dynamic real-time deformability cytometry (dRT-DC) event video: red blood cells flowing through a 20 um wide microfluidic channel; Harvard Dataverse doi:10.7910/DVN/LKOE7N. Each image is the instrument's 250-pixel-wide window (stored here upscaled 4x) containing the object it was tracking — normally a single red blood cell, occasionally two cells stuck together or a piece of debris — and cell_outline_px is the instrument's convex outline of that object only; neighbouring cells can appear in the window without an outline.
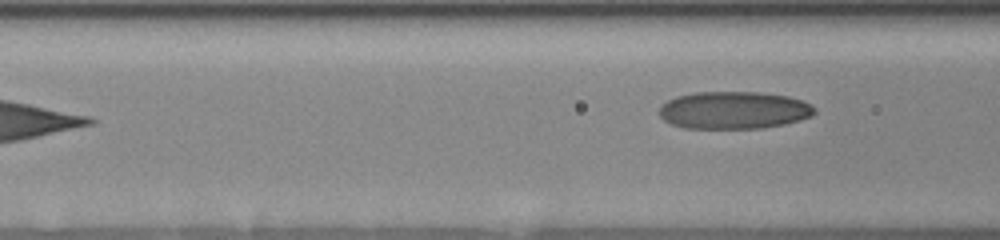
{"species": "human", "species_latin": "Homo sapiens", "temperature_condition": "room temperature", "stored_images_in_passage": 9, "segment_of_instrument_passage": [2, 2], "camera_frame_rate_fps": 3000, "um_per_image_px": 0.085, "donor": {"sex": "female"}, "frame": {"image": 1, "passage_image": 9, "time_ms": 3.0, "image_size_px": [1000, 240], "cell_outline_px": [[816, 112], [812, 116], [800, 120], [784, 124], [760, 128], [684, 128], [672, 124], [664, 120], [660, 116], [660, 108], [668, 100], [676, 96], [696, 92], [756, 92], [788, 96], [804, 100], [816, 108]], "centroid_in_image_um": [62.41, 9.36], "position_along_channel_um": 104.2, "area_um2": 33.93}}